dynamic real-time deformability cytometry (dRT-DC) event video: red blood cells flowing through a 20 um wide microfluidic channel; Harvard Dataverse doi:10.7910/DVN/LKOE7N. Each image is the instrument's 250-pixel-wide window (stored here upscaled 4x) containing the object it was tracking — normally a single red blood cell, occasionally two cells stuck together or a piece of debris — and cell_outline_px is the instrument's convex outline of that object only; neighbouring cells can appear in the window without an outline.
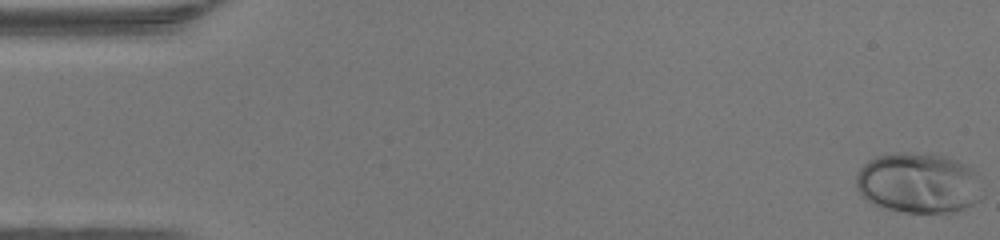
{"species": "human", "species_latin": "Homo sapiens", "temperature_condition": "warm", "stored_images_in_passage": 48, "camera_frame_rate_fps": 3000, "um_per_image_px": 0.085, "donor": {"sex": "female"}, "frame": {"image": 1, "passage_image": 1, "time_ms": 0.0, "image_size_px": [1000, 240], "cell_outline_px": [[984, 196], [980, 200], [964, 208], [952, 212], [904, 212], [884, 208], [868, 200], [856, 188], [856, 172], [868, 160], [876, 156], [896, 152], [904, 152], [948, 156], [972, 168], [976, 172]], "centroid_in_image_um": [78.08, 15.54], "position_along_channel_um": 6.9, "area_um2": 44.62}}
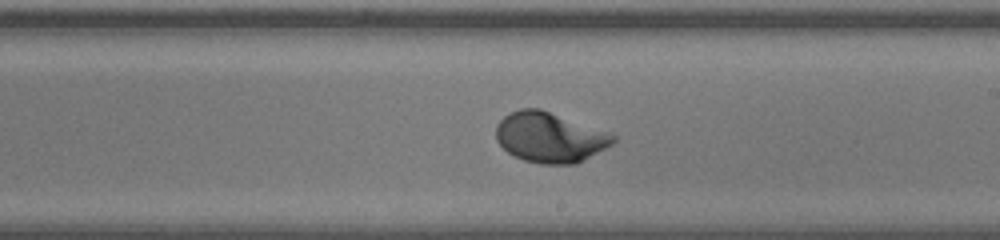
{"frame": {"image": 2, "passage_image": 28, "time_ms": 9.0, "image_size_px": [1000, 240], "cell_outline_px": [[616, 140], [612, 144], [576, 164], [540, 164], [524, 160], [508, 152], [496, 140], [496, 124], [508, 112], [520, 108], [540, 108], [608, 132], [616, 136]], "centroid_in_image_um": [46.7, 11.66], "position_along_channel_um": 242.3, "area_um2": 34.16}}
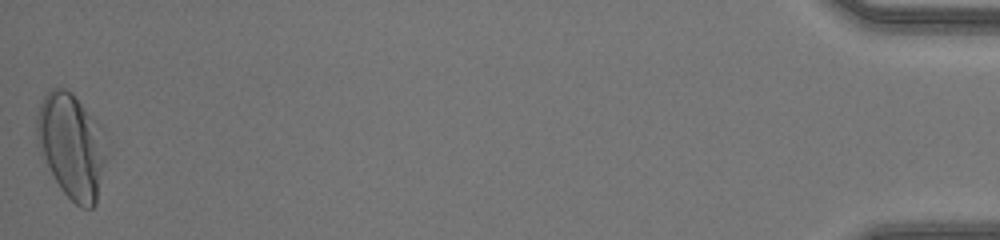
{"frame": {"image": 3, "passage_image": 48, "time_ms": 15.667, "image_size_px": [1000, 240], "cell_outline_px": [[108, 156], [96, 204], [92, 208], [80, 208], [60, 188], [52, 176], [40, 152], [36, 140], [36, 116], [40, 104], [44, 96], [52, 88], [64, 88], [72, 92], [100, 124], [104, 132]], "centroid_in_image_um": [6.11, 12.41], "position_along_channel_um": 429.1, "area_um2": 43.23}, "authors_computed_cell_mechanics": {"area_um2": 33.7552, "velocity_mm_per_s": 4.3326, "shape_relaxation_time_tau1_ms": 2.1634, "shape_relaxation_time_tau2_ms": null, "deformation_change_tau1": 0.1718, "deformation_change_tau2": null}}